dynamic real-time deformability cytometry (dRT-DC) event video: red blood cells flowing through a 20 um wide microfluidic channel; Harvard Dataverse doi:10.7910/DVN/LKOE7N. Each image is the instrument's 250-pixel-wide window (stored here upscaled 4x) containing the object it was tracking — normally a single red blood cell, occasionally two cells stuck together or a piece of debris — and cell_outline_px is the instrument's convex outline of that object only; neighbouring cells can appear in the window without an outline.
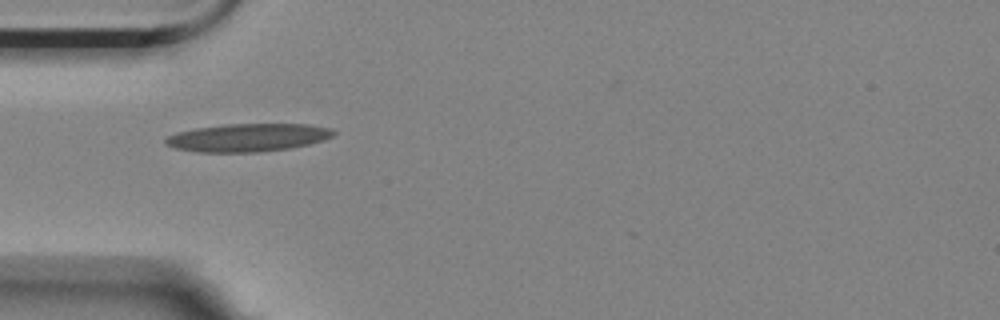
{"species": "Egyptian fruit bat (a non-hibernating species)", "species_latin": "Rousettus aegyptiacus", "temperature_condition": "room temperature", "stored_images_in_passage": 6, "camera_frame_rate_fps": 3000, "um_per_image_px": 0.085, "animal": {"sex": "female"}, "frame": {"image": 1, "passage_image": 1, "time_ms": 0.0, "image_size_px": [1000, 320], "cell_outline_px": [[336, 132], [332, 136], [324, 140], [308, 144], [288, 148], [260, 152], [200, 152], [176, 148], [164, 144], [164, 140], [168, 136], [176, 132], [196, 128], [224, 124], [308, 124], [332, 128]], "centroid_in_image_um": [21.06, 11.69], "position_along_channel_um": 63.9, "area_um2": 27.4}}
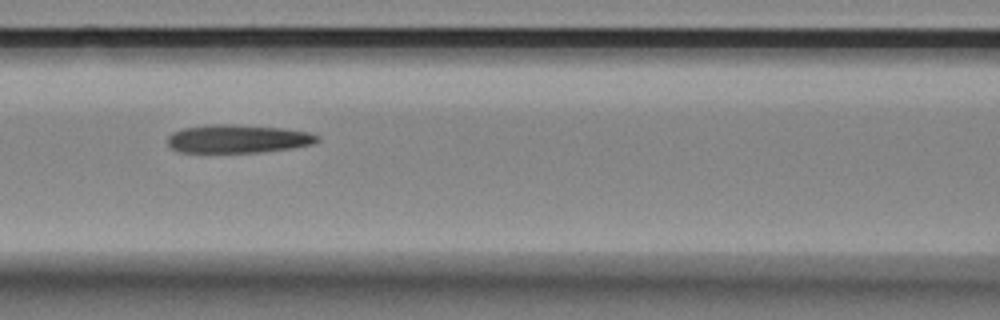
{"frame": {"image": 2, "passage_image": 3, "time_ms": 0.667, "image_size_px": [1000, 320], "cell_outline_px": [[320, 140], [312, 144], [292, 148], [260, 152], [180, 152], [172, 148], [168, 144], [168, 136], [172, 132], [184, 128], [212, 124], [232, 124], [284, 128], [312, 132], [320, 136]], "centroid_in_image_um": [20.26, 11.79], "position_along_channel_um": 146.3, "area_um2": 24.8}}
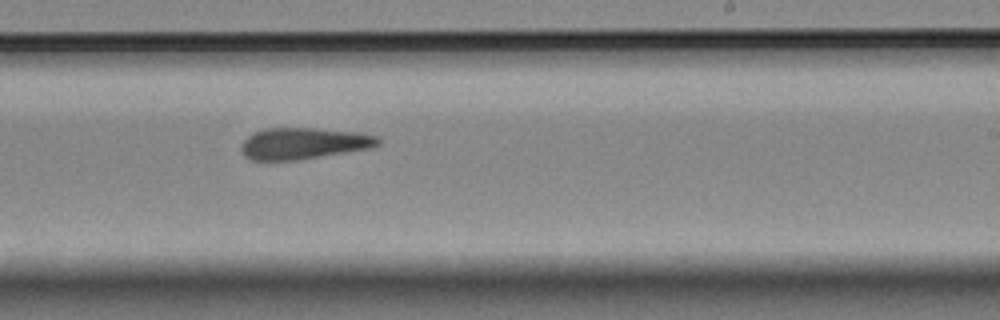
{"frame": {"image": 3, "passage_image": 6, "time_ms": 1.667, "image_size_px": [1000, 320], "cell_outline_px": [[380, 144], [372, 148], [296, 160], [252, 160], [244, 156], [240, 148], [244, 140], [248, 136], [264, 128], [316, 128], [360, 132], [376, 136], [380, 140]], "centroid_in_image_um": [25.81, 12.18], "position_along_channel_um": 263.2, "area_um2": 25.09}}